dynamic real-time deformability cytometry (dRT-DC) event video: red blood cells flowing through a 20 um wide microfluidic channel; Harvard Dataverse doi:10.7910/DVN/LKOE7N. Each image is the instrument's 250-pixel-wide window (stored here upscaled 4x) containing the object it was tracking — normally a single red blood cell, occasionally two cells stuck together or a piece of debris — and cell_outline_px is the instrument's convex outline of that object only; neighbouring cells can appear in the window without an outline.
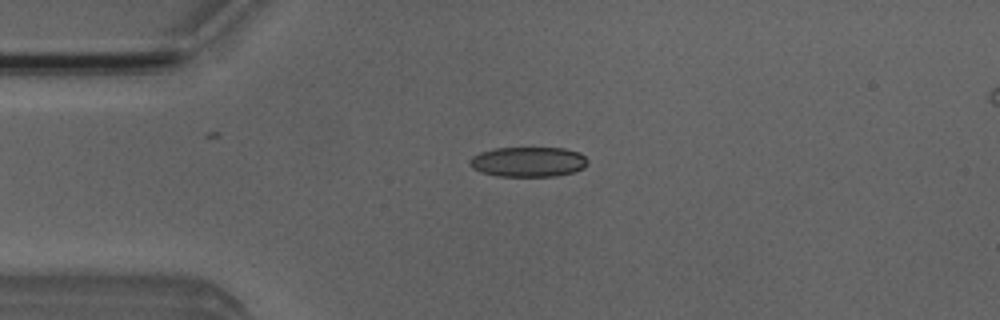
{"species": "Egyptian fruit bat (a non-hibernating species)", "species_latin": "Rousettus aegyptiacus", "temperature_condition": "room temperature", "stored_images_in_passage": 43, "camera_frame_rate_fps": 3000, "um_per_image_px": 0.085, "animal": {"sex": "male"}, "frame": {"image": 1, "passage_image": 4, "time_ms": 1.0, "image_size_px": [1000, 320], "cell_outline_px": [[588, 164], [584, 168], [572, 172], [556, 176], [496, 176], [480, 172], [472, 168], [468, 164], [468, 160], [472, 156], [480, 152], [496, 148], [564, 148], [580, 152], [588, 160]], "centroid_in_image_um": [44.88, 13.75], "position_along_channel_um": 40.1, "area_um2": 20.81}}
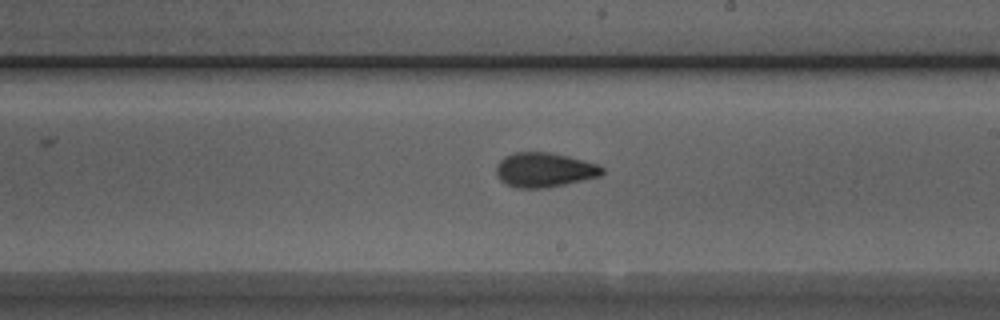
{"frame": {"image": 2, "passage_image": 21, "time_ms": 6.667, "image_size_px": [1000, 320], "cell_outline_px": [[604, 172], [600, 176], [564, 184], [544, 188], [516, 188], [500, 180], [496, 172], [496, 164], [504, 156], [516, 152], [548, 152], [568, 156], [596, 164], [604, 168]], "centroid_in_image_um": [46.24, 14.43], "position_along_channel_um": 242.8, "area_um2": 21.15}}
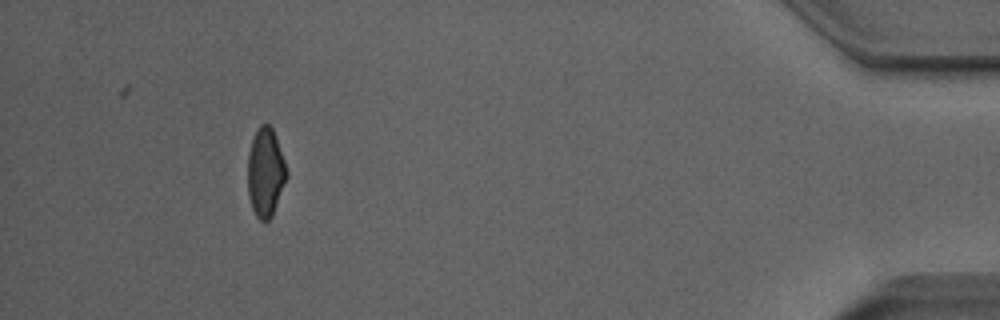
{"frame": {"image": 3, "passage_image": 39, "time_ms": 12.667, "image_size_px": [1000, 320], "cell_outline_px": [[288, 176], [272, 216], [268, 220], [260, 220], [256, 216], [252, 208], [248, 196], [248, 152], [252, 140], [260, 124], [268, 124], [272, 128], [284, 160]], "centroid_in_image_um": [22.56, 14.68], "position_along_channel_um": 412.6, "area_um2": 19.94}, "authors_computed_cell_mechanics": {"area_um2": 20.8658, "velocity_mm_per_s": 3.9891, "shape_relaxation_time_tau1_ms": 6.3083, "shape_relaxation_time_tau2_ms": 1.5178, "deformation_change_tau1": 0.1431, "deformation_change_tau2": 0.0755}}